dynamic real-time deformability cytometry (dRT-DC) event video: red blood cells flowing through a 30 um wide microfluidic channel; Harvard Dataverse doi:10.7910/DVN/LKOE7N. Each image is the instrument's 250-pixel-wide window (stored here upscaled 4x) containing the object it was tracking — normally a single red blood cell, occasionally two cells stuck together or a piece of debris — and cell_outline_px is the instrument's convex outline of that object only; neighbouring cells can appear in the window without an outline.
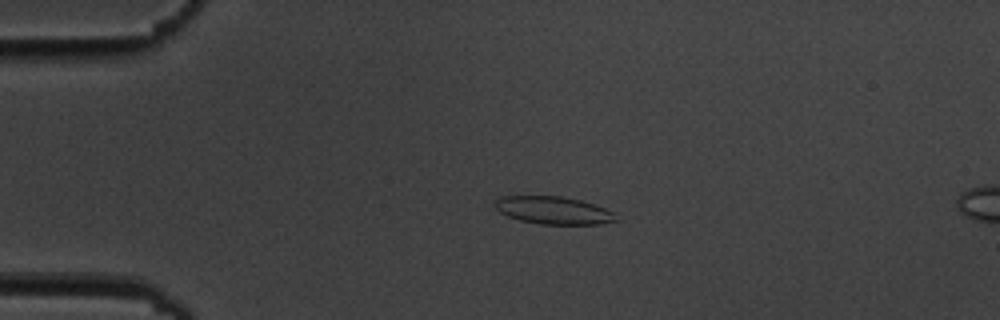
{"species": "common noctule bat (a hibernating species)", "species_latin": "Nyctalus noctula", "temperature_condition": "cold", "stored_images_in_passage": 4, "camera_frame_rate_fps": 3000, "um_per_image_px": 0.085, "animal": {"sex": "male", "body_mass_g": 19.5, "forearm_length_mm": 54.6}, "frame": {"image": 1, "passage_image": 3, "time_ms": 3.333, "image_size_px": [1000, 320], "cell_outline_px": [[620, 220], [600, 224], [540, 224], [520, 220], [508, 216], [500, 212], [492, 204], [500, 196], [564, 196], [580, 200], [616, 212]], "centroid_in_image_um": [47.07, 17.88], "position_along_channel_um": 37.9, "area_um2": 19.65}}